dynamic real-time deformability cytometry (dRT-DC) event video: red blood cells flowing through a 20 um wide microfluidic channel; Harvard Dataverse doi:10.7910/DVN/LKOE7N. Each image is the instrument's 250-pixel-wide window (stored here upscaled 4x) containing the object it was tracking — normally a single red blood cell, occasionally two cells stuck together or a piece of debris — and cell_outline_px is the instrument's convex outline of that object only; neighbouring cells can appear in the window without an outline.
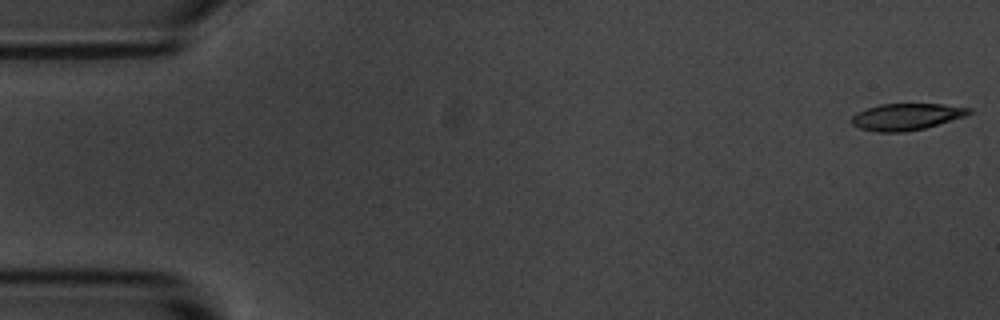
{"species": "common noctule bat (a hibernating species)", "species_latin": "Nyctalus noctula", "temperature_condition": "room temperature", "stored_images_in_passage": 54, "camera_frame_rate_fps": 3000, "um_per_image_px": 0.085, "animal": {"sex": "male", "body_mass_g": 20.1, "forearm_length_mm": 53.5}, "frame": {"image": 1, "passage_image": 1, "time_ms": 0.0, "image_size_px": [1000, 320], "cell_outline_px": [[972, 112], [964, 116], [924, 128], [904, 132], [876, 132], [860, 128], [852, 124], [848, 120], [856, 112], [880, 104], [944, 104], [972, 108]], "centroid_in_image_um": [77.0, 9.92], "position_along_channel_um": 8.0, "area_um2": 18.21}}
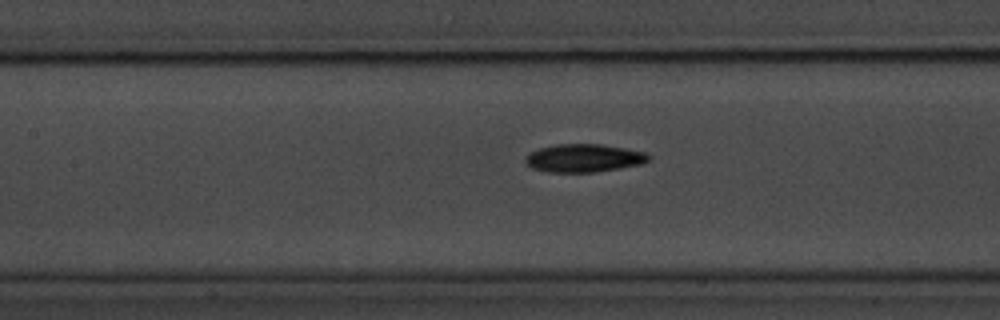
{"frame": {"image": 2, "passage_image": 24, "time_ms": 7.667, "image_size_px": [1000, 320], "cell_outline_px": [[652, 156], [644, 164], [596, 172], [548, 172], [532, 168], [524, 160], [524, 156], [528, 152], [540, 148], [556, 144], [600, 144], [624, 148], [644, 152]], "centroid_in_image_um": [49.62, 13.44], "position_along_channel_um": 157.8, "area_um2": 20.29}}
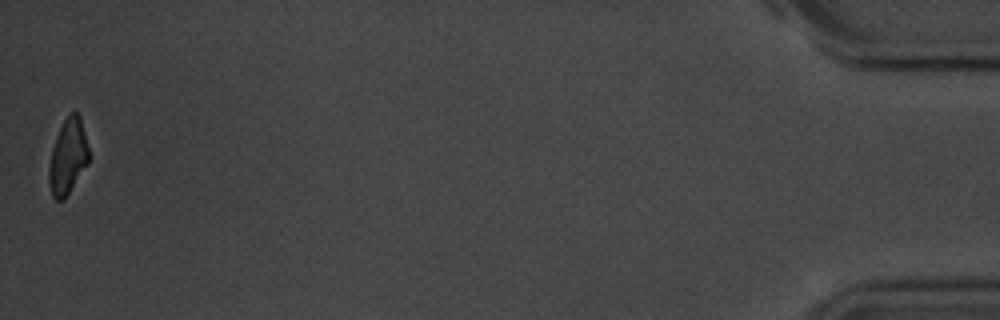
{"frame": {"image": 3, "passage_image": 54, "time_ms": 17.667, "image_size_px": [1000, 320], "cell_outline_px": [[88, 164], [64, 200], [56, 200], [52, 196], [48, 180], [48, 168], [52, 148], [56, 136], [64, 120], [72, 112], [76, 112], [80, 116], [88, 148]], "centroid_in_image_um": [5.75, 13.35], "position_along_channel_um": 429.4, "area_um2": 17.34}, "authors_computed_cell_mechanics": {"area_um2": 19.4786, "velocity_mm_per_s": 3.6739, "shape_relaxation_time_tau1_ms": 3.2759, "shape_relaxation_time_tau2_ms": 5.7031, "deformation_change_tau1": 0.1361, "deformation_change_tau2": 0.1344}}